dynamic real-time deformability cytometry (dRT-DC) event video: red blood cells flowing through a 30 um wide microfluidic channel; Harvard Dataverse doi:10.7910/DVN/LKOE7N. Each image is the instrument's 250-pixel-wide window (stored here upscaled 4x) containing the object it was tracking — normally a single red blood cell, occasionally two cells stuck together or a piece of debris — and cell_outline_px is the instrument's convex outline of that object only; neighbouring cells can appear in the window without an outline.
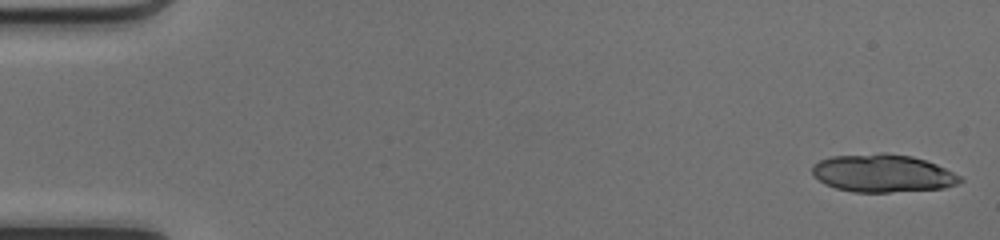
{"species": "common noctule bat (a hibernating species)", "species_latin": "Nyctalus noctula", "temperature_condition": "cold", "stored_images_in_passage": 46, "camera_frame_rate_fps": 3000, "um_per_image_px": 0.085, "animal": {"sex": "female", "body_mass_g": 17.0, "forearm_length_mm": 48.0}, "frame": {"image": 1, "passage_image": 1, "time_ms": 0.0, "image_size_px": [1000, 240], "cell_outline_px": [[964, 180], [956, 184], [944, 188], [888, 192], [856, 192], [836, 188], [824, 184], [812, 172], [812, 164], [820, 160], [832, 156], [880, 152], [884, 152], [912, 156], [936, 164], [960, 176]], "centroid_in_image_um": [75.01, 14.71], "position_along_channel_um": 10.0, "area_um2": 32.54}}
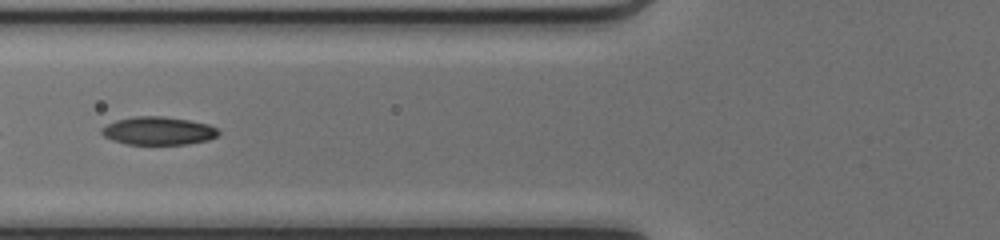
{"frame": {"image": 2, "passage_image": 20, "time_ms": 6.333, "image_size_px": [1000, 240], "cell_outline_px": [[220, 132], [216, 136], [208, 140], [188, 144], [128, 144], [112, 140], [104, 136], [100, 132], [100, 128], [116, 120], [136, 116], [164, 116], [188, 120], [208, 124], [216, 128]], "centroid_in_image_um": [13.44, 11.12], "position_along_channel_um": 112.4, "area_um2": 19.07}}
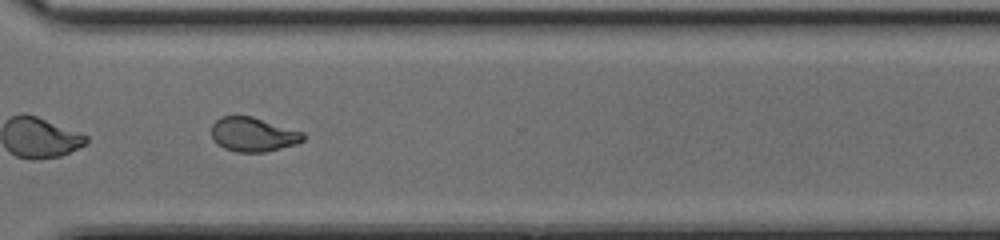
{"frame": {"image": 3, "passage_image": 37, "time_ms": 12.0, "image_size_px": [1000, 240], "cell_outline_px": [[304, 140], [296, 144], [264, 152], [236, 152], [224, 148], [216, 144], [212, 140], [212, 124], [220, 116], [252, 116], [304, 132]], "centroid_in_image_um": [21.49, 11.43], "position_along_channel_um": 349.1, "area_um2": 18.38}, "authors_computed_cell_mechanics": {"area_um2": 19.6231, "velocity_mm_per_s": 4.1826, "shape_relaxation_time_tau1_ms": 9.5252, "shape_relaxation_time_tau2_ms": 2.2678, "deformation_change_tau1": 0.2417, "deformation_change_tau2": 0.0732}}